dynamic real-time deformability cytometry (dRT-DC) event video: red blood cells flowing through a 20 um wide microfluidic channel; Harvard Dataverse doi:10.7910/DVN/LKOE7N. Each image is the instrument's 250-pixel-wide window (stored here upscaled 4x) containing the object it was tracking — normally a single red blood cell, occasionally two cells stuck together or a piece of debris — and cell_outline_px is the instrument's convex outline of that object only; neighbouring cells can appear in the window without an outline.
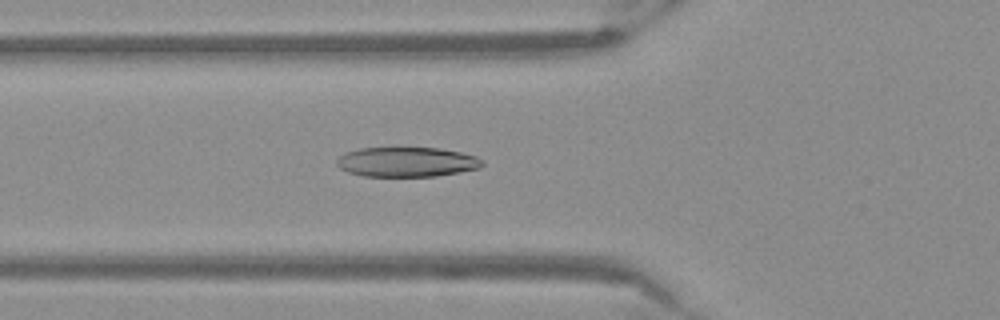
{"species": "Egyptian fruit bat (a non-hibernating species)", "species_latin": "Rousettus aegyptiacus", "temperature_condition": "warm", "stored_images_in_passage": 38, "camera_frame_rate_fps": 3000, "um_per_image_px": 0.085, "frame": {"image": 1, "passage_image": 5, "time_ms": 1.333, "image_size_px": [1000, 320], "cell_outline_px": [[484, 164], [480, 168], [436, 176], [364, 176], [348, 172], [340, 168], [336, 164], [336, 160], [340, 156], [348, 152], [360, 148], [440, 148], [460, 152], [476, 156], [484, 160]], "centroid_in_image_um": [34.6, 13.77], "position_along_channel_um": 91.2, "area_um2": 25.14}}
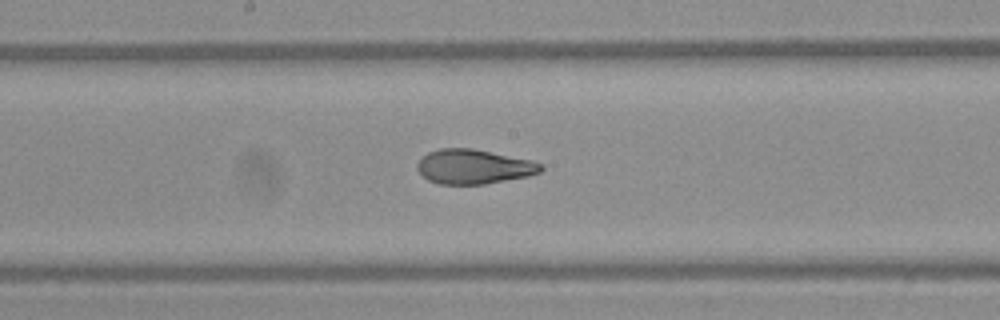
{"frame": {"image": 2, "passage_image": 14, "time_ms": 4.333, "image_size_px": [1000, 320], "cell_outline_px": [[544, 168], [540, 172], [528, 176], [484, 184], [440, 184], [428, 180], [416, 168], [416, 164], [428, 152], [440, 148], [472, 148], [532, 160], [544, 164]], "centroid_in_image_um": [40.29, 14.16], "position_along_channel_um": 207.9, "area_um2": 24.85}}
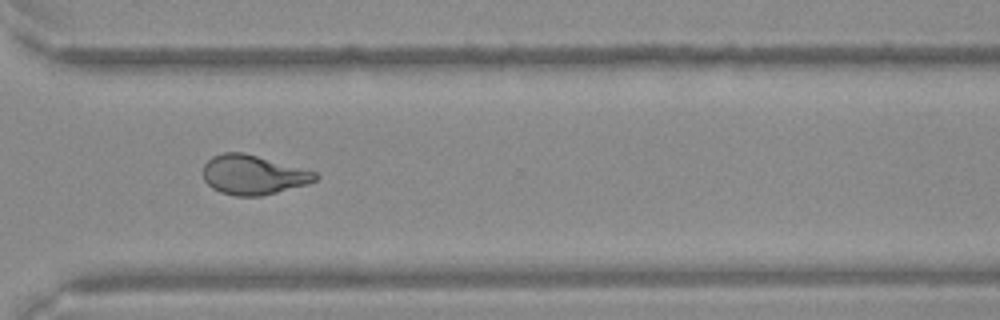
{"frame": {"image": 3, "passage_image": 25, "time_ms": 8.0, "image_size_px": [1000, 320], "cell_outline_px": [[320, 176], [316, 180], [308, 184], [260, 196], [236, 196], [220, 192], [212, 188], [204, 180], [204, 164], [212, 156], [224, 152], [244, 152], [316, 172]], "centroid_in_image_um": [21.52, 14.86], "position_along_channel_um": 349.1, "area_um2": 25.72}}